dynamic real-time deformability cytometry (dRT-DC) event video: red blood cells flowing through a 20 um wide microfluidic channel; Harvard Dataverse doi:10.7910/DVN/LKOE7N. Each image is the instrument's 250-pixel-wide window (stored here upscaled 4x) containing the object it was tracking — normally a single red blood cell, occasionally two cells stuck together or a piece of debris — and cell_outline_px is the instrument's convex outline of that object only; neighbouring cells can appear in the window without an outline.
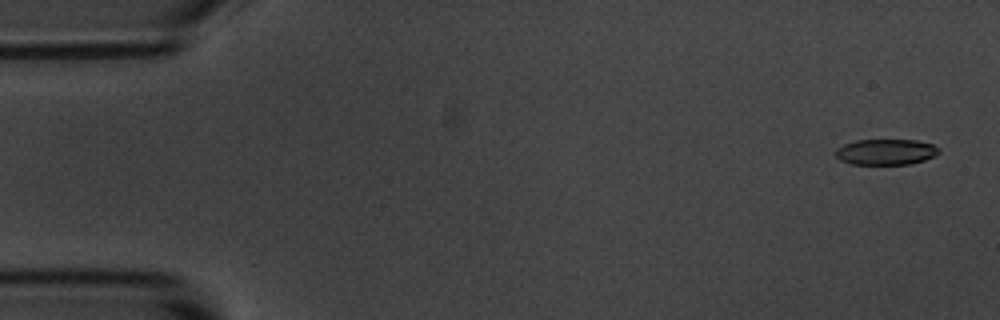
{"species": "common noctule bat (a hibernating species)", "species_latin": "Nyctalus noctula", "temperature_condition": "room temperature", "stored_images_in_passage": 6, "camera_frame_rate_fps": 3000, "um_per_image_px": 0.085, "animal": {"sex": "male", "body_mass_g": 20.1, "forearm_length_mm": 53.5}, "frame": {"image": 1, "passage_image": 1, "time_ms": 0.0, "image_size_px": [1000, 320], "cell_outline_px": [[940, 152], [924, 160], [908, 164], [852, 164], [840, 160], [836, 156], [836, 148], [844, 144], [856, 140], [916, 140], [932, 144], [940, 148]], "centroid_in_image_um": [75.29, 12.91], "position_along_channel_um": 9.7, "area_um2": 15.43}}
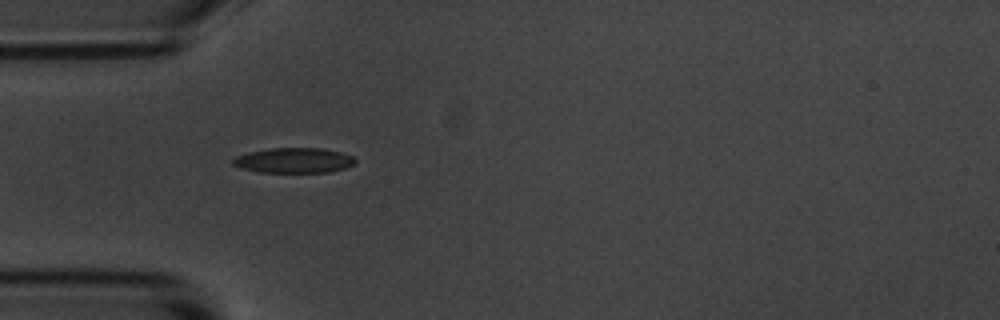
{"frame": {"image": 2, "passage_image": 5, "time_ms": 1.333, "image_size_px": [1000, 320], "cell_outline_px": [[356, 164], [344, 168], [328, 172], [260, 172], [240, 168], [232, 164], [232, 160], [236, 156], [248, 152], [268, 148], [320, 148], [340, 152], [352, 156], [356, 160]], "centroid_in_image_um": [24.96, 13.63], "position_along_channel_um": 60.0, "area_um2": 17.92}}